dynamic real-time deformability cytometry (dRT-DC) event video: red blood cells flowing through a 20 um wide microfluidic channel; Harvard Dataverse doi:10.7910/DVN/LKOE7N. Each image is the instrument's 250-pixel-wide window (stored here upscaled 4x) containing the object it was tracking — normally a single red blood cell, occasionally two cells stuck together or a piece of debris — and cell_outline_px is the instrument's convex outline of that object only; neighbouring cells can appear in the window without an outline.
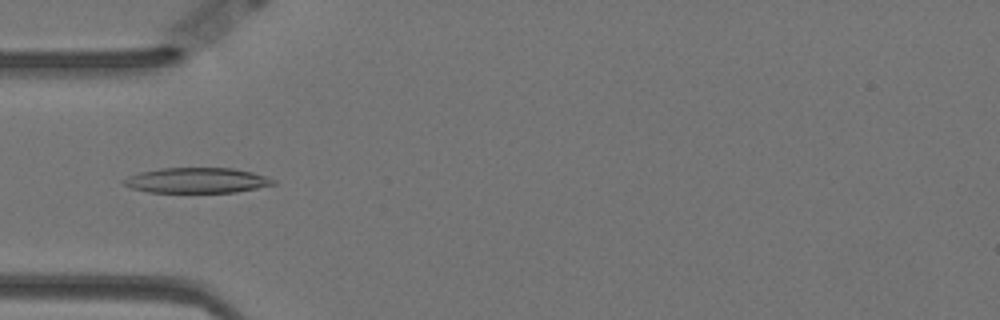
{"species": "Egyptian fruit bat (a non-hibernating species)", "species_latin": "Rousettus aegyptiacus", "temperature_condition": "warm", "stored_images_in_passage": 57, "camera_frame_rate_fps": 3000, "um_per_image_px": 0.085, "animal": {"sex": "female"}, "frame": {"image": 1, "passage_image": 17, "time_ms": 5.333, "image_size_px": [1000, 320], "cell_outline_px": [[276, 184], [236, 192], [148, 192], [132, 188], [124, 184], [124, 180], [128, 176], [140, 172], [160, 168], [232, 168], [252, 172], [276, 180]], "centroid_in_image_um": [16.74, 15.33], "position_along_channel_um": 68.3, "area_um2": 21.85}}
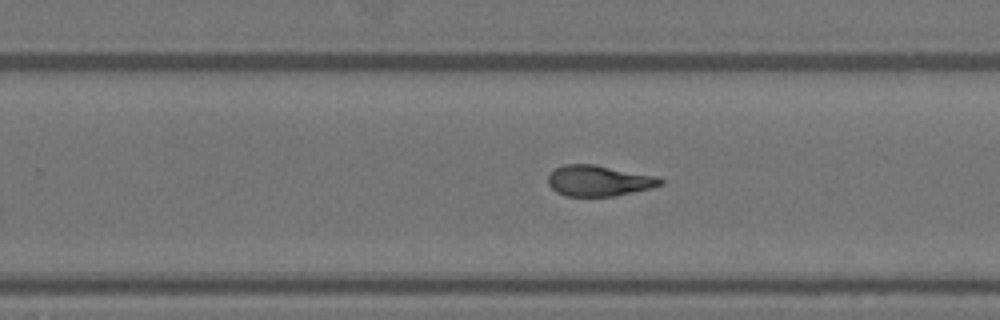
{"frame": {"image": 2, "passage_image": 35, "time_ms": 11.333, "image_size_px": [1000, 320], "cell_outline_px": [[664, 184], [652, 188], [616, 196], [564, 196], [556, 192], [548, 184], [548, 176], [556, 168], [564, 164], [592, 164], [656, 176], [664, 180]], "centroid_in_image_um": [50.91, 15.37], "position_along_channel_um": 278.9, "area_um2": 20.17}}
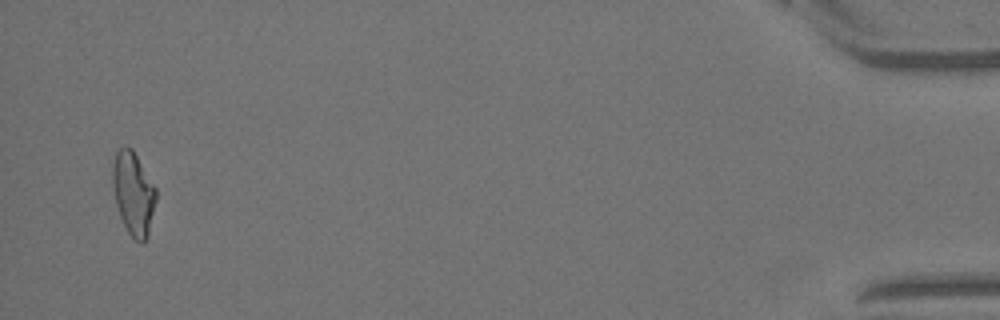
{"frame": {"image": 3, "passage_image": 55, "time_ms": 18.0, "image_size_px": [1000, 320], "cell_outline_px": [[156, 200], [148, 236], [144, 244], [140, 244], [128, 232], [120, 216], [116, 204], [112, 188], [112, 164], [116, 152], [120, 148], [132, 148], [156, 188]], "centroid_in_image_um": [11.33, 16.46], "position_along_channel_um": 423.9, "area_um2": 21.04}, "authors_computed_cell_mechanics": {"area_um2": 20.8658, "velocity_mm_per_s": 3.4941, "shape_relaxation_time_tau1_ms": null, "shape_relaxation_time_tau2_ms": 2.9026, "deformation_change_tau1": null, "deformation_change_tau2": 0.1141}}